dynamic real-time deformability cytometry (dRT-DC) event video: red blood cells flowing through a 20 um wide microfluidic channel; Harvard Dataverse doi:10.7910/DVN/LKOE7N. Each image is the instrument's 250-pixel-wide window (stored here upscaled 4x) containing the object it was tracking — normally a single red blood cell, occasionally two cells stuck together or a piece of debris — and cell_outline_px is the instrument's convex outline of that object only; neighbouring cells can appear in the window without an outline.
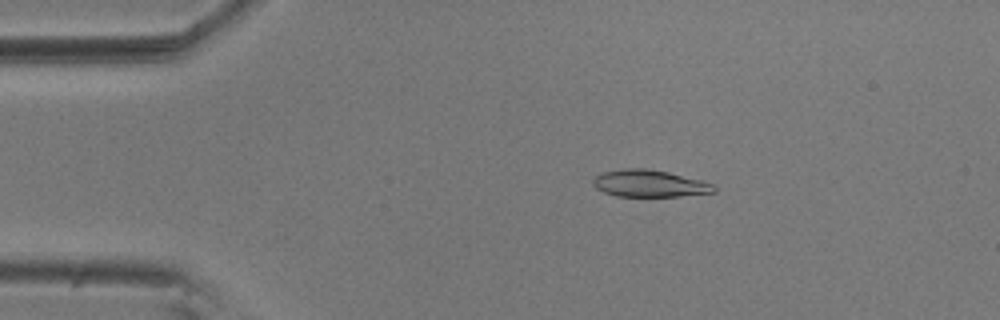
{"species": "common noctule bat (a hibernating species)", "species_latin": "Nyctalus noctula", "temperature_condition": "room temperature", "stored_images_in_passage": 33, "camera_frame_rate_fps": 3000, "um_per_image_px": 0.085, "animal": {"sex": "male", "body_mass_g": 20.5, "forearm_length_mm": 52.5}, "frame": {"image": 1, "passage_image": 7, "time_ms": 2.0, "image_size_px": [1000, 320], "cell_outline_px": [[716, 192], [680, 196], [616, 196], [604, 192], [596, 188], [592, 184], [592, 180], [600, 172], [624, 168], [644, 168], [668, 172], [700, 180], [712, 184], [716, 188]], "centroid_in_image_um": [55.16, 15.59], "position_along_channel_um": 29.8, "area_um2": 19.02}}
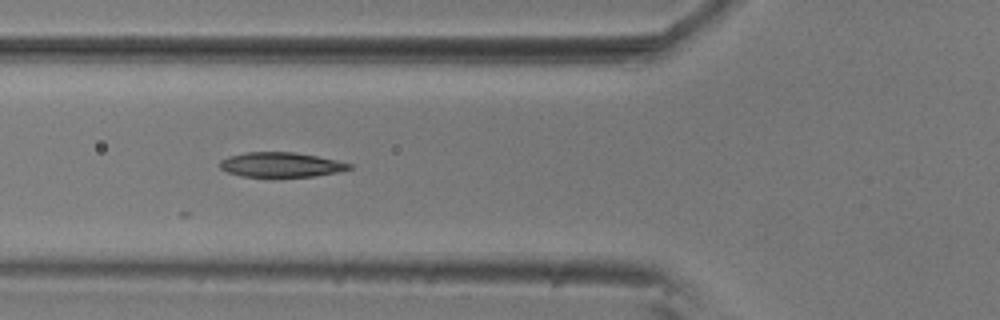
{"frame": {"image": 2, "passage_image": 17, "time_ms": 5.333, "image_size_px": [1000, 320], "cell_outline_px": [[352, 168], [340, 172], [312, 176], [240, 176], [228, 172], [220, 168], [220, 160], [228, 156], [248, 152], [292, 152], [316, 156], [336, 160], [352, 164]], "centroid_in_image_um": [23.88, 13.99], "position_along_channel_um": 101.9, "area_um2": 18.44}}
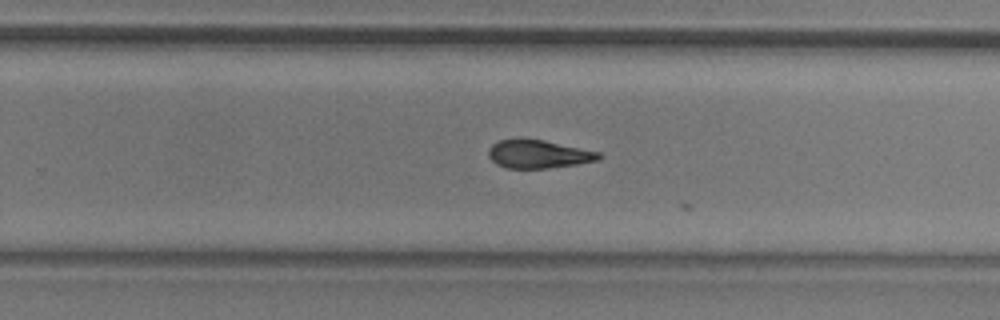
{"frame": {"image": 3, "passage_image": 32, "time_ms": 10.333, "image_size_px": [1000, 320], "cell_outline_px": [[604, 156], [600, 160], [576, 164], [548, 168], [504, 168], [496, 164], [488, 156], [488, 148], [492, 144], [500, 140], [544, 140], [600, 152]], "centroid_in_image_um": [45.79, 13.12], "position_along_channel_um": 284.0, "area_um2": 18.03}}